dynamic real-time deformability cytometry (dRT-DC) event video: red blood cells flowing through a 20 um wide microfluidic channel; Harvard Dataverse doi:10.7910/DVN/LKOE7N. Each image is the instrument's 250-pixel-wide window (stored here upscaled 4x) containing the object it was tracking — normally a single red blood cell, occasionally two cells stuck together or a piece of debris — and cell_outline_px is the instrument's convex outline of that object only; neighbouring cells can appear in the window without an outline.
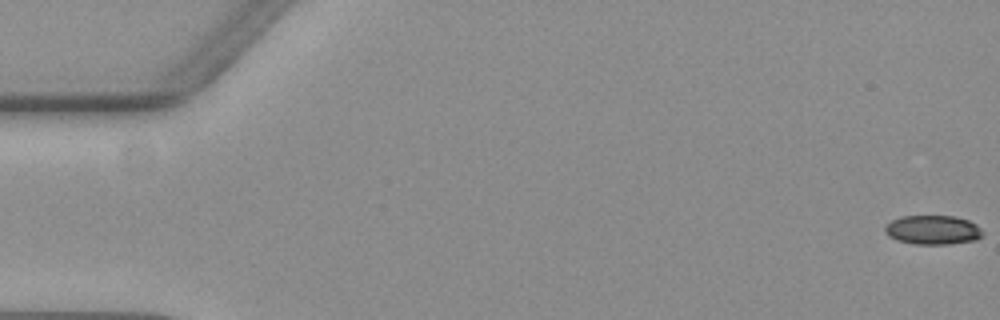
{"species": "common noctule bat (a hibernating species)", "species_latin": "Nyctalus noctula", "temperature_condition": "warm", "stored_images_in_passage": 58, "camera_frame_rate_fps": 3000, "um_per_image_px": 0.085, "animal": {"sex": "female", "body_mass_g": 19.3, "forearm_length_mm": 54.1}, "frame": {"image": 1, "passage_image": 1, "time_ms": 0.0, "image_size_px": [1000, 320], "cell_outline_px": [[984, 232], [976, 240], [948, 244], [916, 244], [900, 240], [888, 236], [884, 232], [884, 228], [892, 220], [900, 216], [956, 216], [968, 220], [976, 224]], "centroid_in_image_um": [79.3, 19.53], "position_along_channel_um": 5.7, "area_um2": 16.53}}
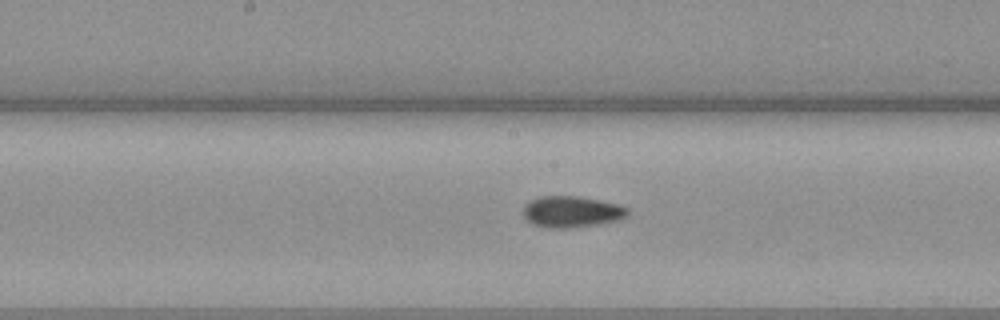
{"frame": {"image": 2, "passage_image": 30, "time_ms": 9.667, "image_size_px": [1000, 320], "cell_outline_px": [[628, 216], [620, 220], [596, 224], [568, 228], [548, 228], [532, 224], [520, 212], [520, 208], [528, 200], [536, 196], [580, 196], [620, 204], [628, 208]], "centroid_in_image_um": [48.54, 17.98], "position_along_channel_um": 199.7, "area_um2": 19.54}}
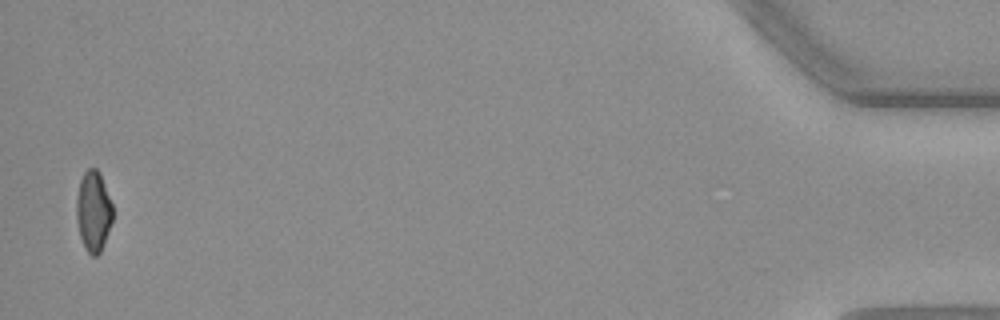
{"frame": {"image": 3, "passage_image": 57, "time_ms": 18.667, "image_size_px": [1000, 320], "cell_outline_px": [[112, 220], [100, 252], [96, 256], [92, 256], [84, 248], [80, 236], [76, 216], [76, 196], [80, 180], [84, 172], [88, 168], [96, 168], [100, 172], [112, 204]], "centroid_in_image_um": [7.92, 17.93], "position_along_channel_um": 427.3, "area_um2": 16.94}, "authors_computed_cell_mechanics": {"area_um2": 17.9758, "velocity_mm_per_s": 3.6091, "shape_relaxation_time_tau1_ms": 6.009, "shape_relaxation_time_tau2_ms": 7.4196, "deformation_change_tau1": 0.1601, "deformation_change_tau2": 0.1077}}